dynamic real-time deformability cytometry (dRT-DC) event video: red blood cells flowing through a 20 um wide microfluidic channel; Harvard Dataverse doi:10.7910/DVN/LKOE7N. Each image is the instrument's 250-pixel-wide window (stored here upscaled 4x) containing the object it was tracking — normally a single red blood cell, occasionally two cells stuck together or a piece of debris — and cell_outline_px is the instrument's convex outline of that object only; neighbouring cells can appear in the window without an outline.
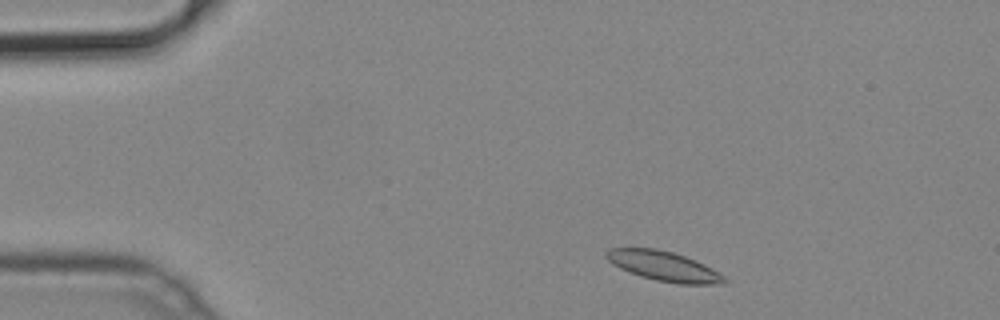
{"species": "common noctule bat (a hibernating species)", "species_latin": "Nyctalus noctula", "temperature_condition": "cold", "stored_images_in_passage": 46, "camera_frame_rate_fps": 3000, "um_per_image_px": 0.085, "animal": {"sex": "male", "body_mass_g": 19.2, "forearm_length_mm": 51.8}, "frame": {"image": 1, "passage_image": 3, "time_ms": 0.667, "image_size_px": [1000, 320], "cell_outline_px": [[728, 280], [724, 284], [676, 284], [656, 280], [640, 276], [620, 268], [612, 264], [604, 256], [604, 252], [608, 248], [656, 248], [672, 252], [684, 256], [704, 264], [712, 268], [724, 276]], "centroid_in_image_um": [56.4, 22.62], "position_along_channel_um": 28.6, "area_um2": 20.52}}
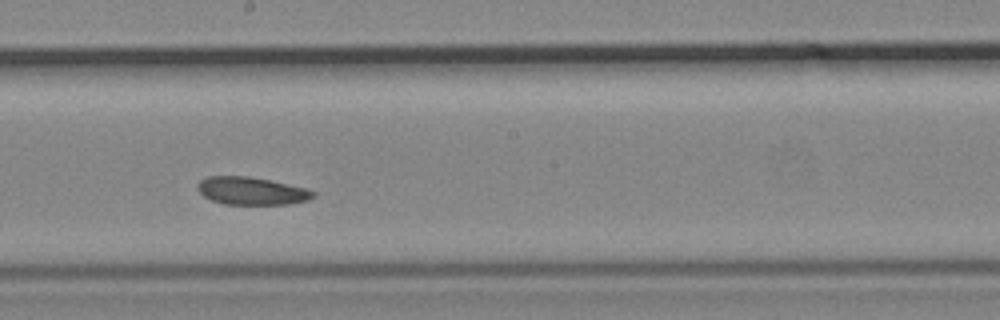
{"frame": {"image": 2, "passage_image": 23, "time_ms": 7.333, "image_size_px": [1000, 320], "cell_outline_px": [[316, 196], [308, 200], [288, 204], [224, 204], [212, 200], [204, 196], [196, 188], [196, 184], [200, 180], [208, 176], [248, 176], [268, 180], [304, 188], [316, 192]], "centroid_in_image_um": [21.35, 16.23], "position_along_channel_um": 226.9, "area_um2": 18.55}}
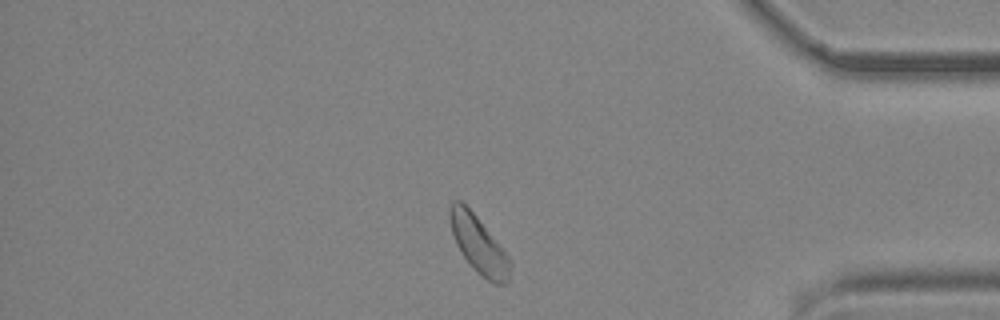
{"frame": {"image": 3, "passage_image": 38, "time_ms": 12.333, "image_size_px": [1000, 320], "cell_outline_px": [[512, 264], [508, 284], [496, 284], [488, 280], [476, 272], [472, 268], [460, 252], [456, 244], [452, 232], [448, 216], [448, 208], [452, 200], [460, 200], [476, 216], [508, 256]], "centroid_in_image_um": [40.66, 20.81], "position_along_channel_um": 394.5, "area_um2": 20.06}}